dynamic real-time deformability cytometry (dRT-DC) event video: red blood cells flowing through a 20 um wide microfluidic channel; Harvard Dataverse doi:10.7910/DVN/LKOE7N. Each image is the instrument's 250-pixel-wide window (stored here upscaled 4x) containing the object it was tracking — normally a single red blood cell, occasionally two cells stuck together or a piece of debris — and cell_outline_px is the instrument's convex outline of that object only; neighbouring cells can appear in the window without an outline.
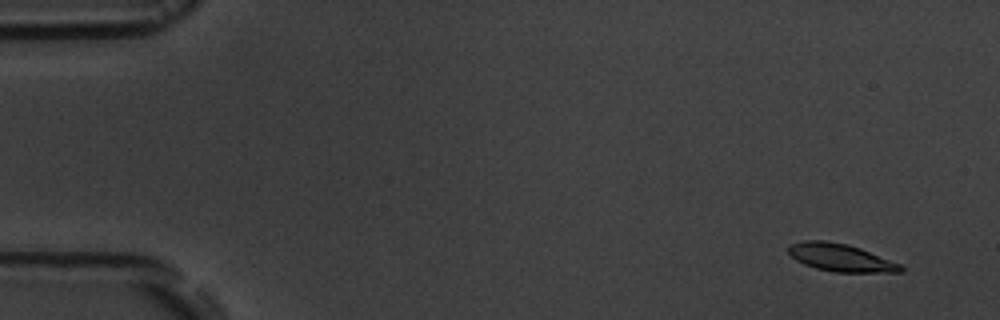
{"species": "common noctule bat (a hibernating species)", "species_latin": "Nyctalus noctula", "temperature_condition": "room temperature", "stored_images_in_passage": 5, "camera_frame_rate_fps": 3000, "um_per_image_px": 0.085, "animal": {"sex": "male", "body_mass_g": 19.5, "forearm_length_mm": 54.6}, "frame": {"image": 1, "passage_image": 2, "time_ms": 1.0, "image_size_px": [1000, 320], "cell_outline_px": [[904, 272], [832, 272], [816, 268], [804, 264], [796, 260], [788, 252], [788, 244], [804, 240], [824, 240], [848, 244], [860, 248], [900, 264], [904, 268]], "centroid_in_image_um": [71.42, 21.89], "position_along_channel_um": 13.6, "area_um2": 18.09}}
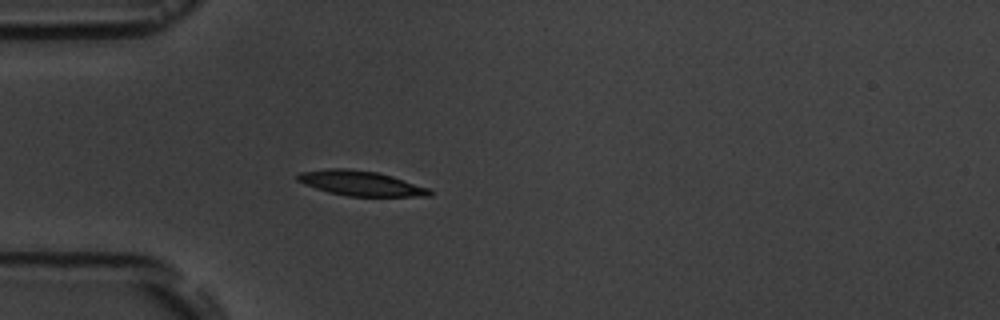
{"frame": {"image": 2, "passage_image": 5, "time_ms": 5.333, "image_size_px": [1000, 320], "cell_outline_px": [[432, 196], [348, 196], [328, 192], [304, 184], [296, 180], [296, 176], [300, 172], [328, 168], [344, 168], [376, 172], [392, 176], [428, 188], [432, 192]], "centroid_in_image_um": [30.62, 15.58], "position_along_channel_um": 54.4, "area_um2": 19.02}}